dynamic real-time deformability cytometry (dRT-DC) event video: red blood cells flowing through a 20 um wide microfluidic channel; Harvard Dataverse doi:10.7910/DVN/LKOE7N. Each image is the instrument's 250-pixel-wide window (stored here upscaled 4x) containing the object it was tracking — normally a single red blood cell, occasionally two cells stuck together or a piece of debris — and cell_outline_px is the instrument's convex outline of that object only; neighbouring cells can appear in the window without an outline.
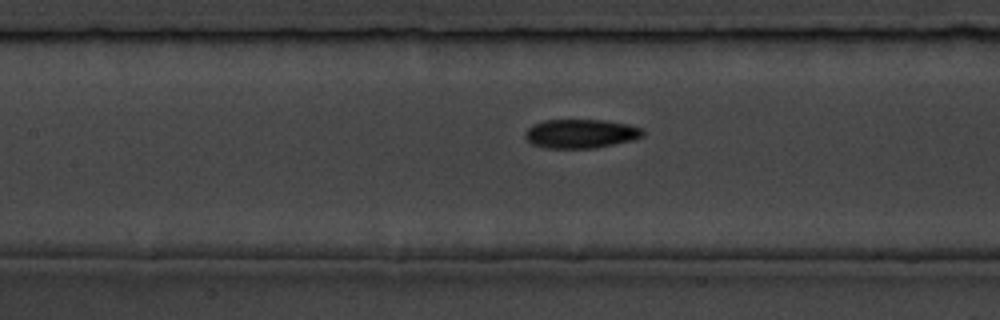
{"species": "common noctule bat (a hibernating species)", "species_latin": "Nyctalus noctula", "temperature_condition": "room temperature", "stored_images_in_passage": 9, "segment_of_instrument_passage": [1, 2], "camera_frame_rate_fps": 3000, "um_per_image_px": 0.085, "animal": {"sex": "male", "body_mass_g": 19.5, "forearm_length_mm": 54.6}, "frame": {"image": 1, "passage_image": 8, "time_ms": 8.667, "image_size_px": [1000, 320], "cell_outline_px": [[644, 136], [632, 140], [596, 148], [544, 148], [532, 144], [524, 136], [524, 132], [532, 124], [544, 120], [604, 120], [628, 124], [640, 128], [644, 132]], "centroid_in_image_um": [49.34, 11.36], "position_along_channel_um": 158.1, "area_um2": 19.94}}